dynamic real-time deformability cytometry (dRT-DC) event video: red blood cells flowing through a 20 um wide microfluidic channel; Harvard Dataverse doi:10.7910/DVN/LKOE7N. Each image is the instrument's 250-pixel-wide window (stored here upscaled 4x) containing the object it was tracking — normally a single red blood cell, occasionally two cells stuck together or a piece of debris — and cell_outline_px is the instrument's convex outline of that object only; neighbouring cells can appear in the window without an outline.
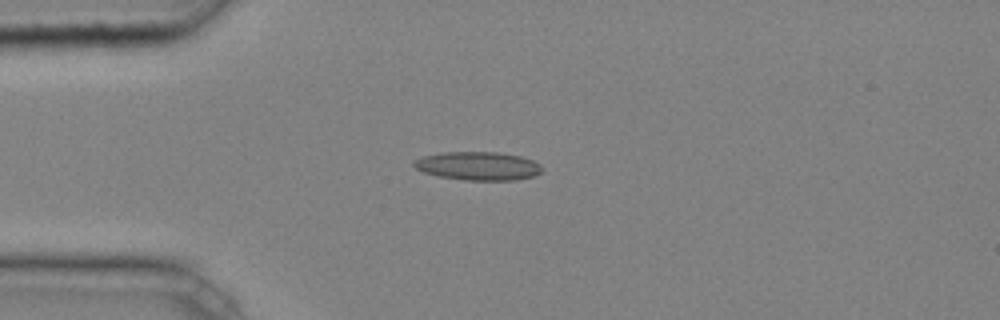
{"species": "common noctule bat (a hibernating species)", "species_latin": "Nyctalus noctula", "temperature_condition": "cold", "stored_images_in_passage": 3, "camera_frame_rate_fps": 3000, "um_per_image_px": 0.085, "animal": {"sex": "male", "body_mass_g": 20.4}, "frame": {"image": 1, "passage_image": 1, "time_ms": 0.0, "image_size_px": [1000, 320], "cell_outline_px": [[544, 168], [540, 172], [532, 176], [516, 180], [464, 180], [440, 176], [424, 172], [416, 168], [412, 164], [416, 160], [424, 156], [440, 152], [500, 152], [520, 156], [532, 160], [540, 164]], "centroid_in_image_um": [40.66, 14.1], "position_along_channel_um": 44.3, "area_um2": 21.15}}
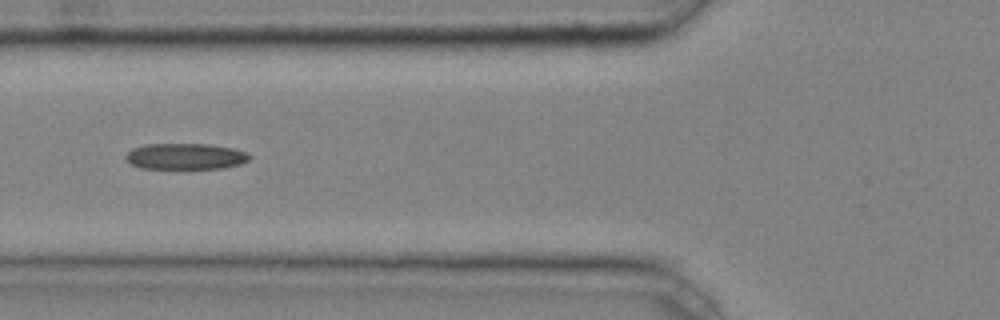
{"frame": {"image": 2, "passage_image": 3, "time_ms": 0.667, "image_size_px": [1000, 320], "cell_outline_px": [[252, 156], [248, 160], [240, 164], [224, 168], [140, 168], [124, 160], [124, 156], [132, 148], [148, 144], [208, 144], [232, 148], [248, 152]], "centroid_in_image_um": [15.76, 13.29], "position_along_channel_um": 110.0, "area_um2": 18.84}}